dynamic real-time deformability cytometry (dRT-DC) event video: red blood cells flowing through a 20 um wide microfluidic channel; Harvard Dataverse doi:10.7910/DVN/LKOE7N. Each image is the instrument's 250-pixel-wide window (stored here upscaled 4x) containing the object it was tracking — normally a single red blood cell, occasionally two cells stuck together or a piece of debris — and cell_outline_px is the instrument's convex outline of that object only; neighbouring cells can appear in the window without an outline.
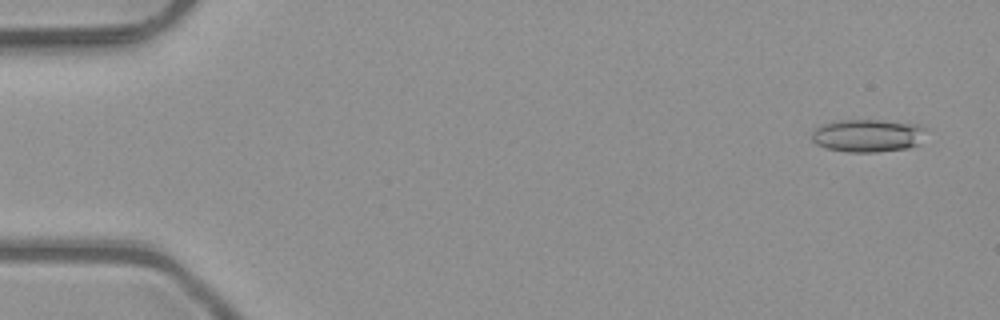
{"species": "common noctule bat (a hibernating species)", "species_latin": "Nyctalus noctula", "temperature_condition": "room temperature", "stored_images_in_passage": 7, "camera_frame_rate_fps": 3000, "um_per_image_px": 0.085, "animal": {"sex": "male", "body_mass_g": 23.1, "forearm_length_mm": 52.7}, "frame": {"image": 1, "passage_image": 1, "time_ms": 0.0, "image_size_px": [1000, 320], "cell_outline_px": [[928, 128], [920, 144], [908, 148], [876, 152], [848, 152], [824, 148], [816, 144], [812, 140], [812, 128], [820, 124], [832, 120], [884, 120], [920, 124]], "centroid_in_image_um": [73.76, 11.51], "position_along_channel_um": 11.2, "area_um2": 22.54}}
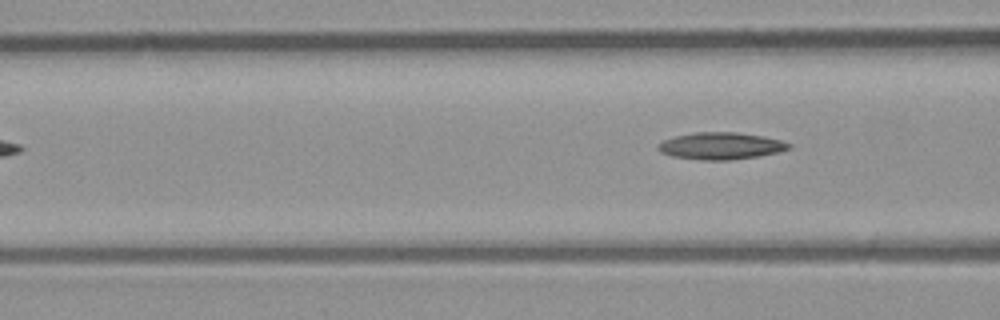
{"frame": {"image": 2, "passage_image": 7, "time_ms": 2.0, "image_size_px": [1000, 320], "cell_outline_px": [[792, 148], [760, 156], [728, 160], [700, 160], [672, 156], [660, 152], [656, 148], [656, 144], [664, 140], [676, 136], [696, 132], [736, 132], [764, 136], [780, 140], [792, 144]], "centroid_in_image_um": [61.26, 12.4], "position_along_channel_um": 105.3, "area_um2": 20.63}}